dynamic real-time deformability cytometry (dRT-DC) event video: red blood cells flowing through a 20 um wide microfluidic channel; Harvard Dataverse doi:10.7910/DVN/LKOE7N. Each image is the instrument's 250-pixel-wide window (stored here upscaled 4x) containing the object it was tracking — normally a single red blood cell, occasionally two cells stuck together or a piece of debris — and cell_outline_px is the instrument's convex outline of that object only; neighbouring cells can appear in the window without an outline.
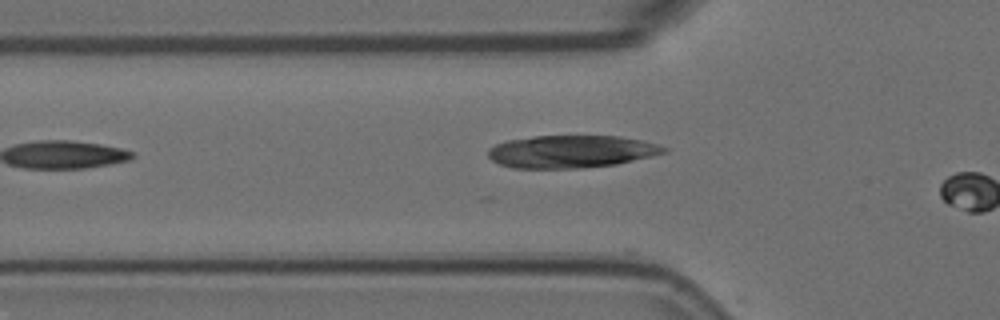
{"species": "Egyptian fruit bat (a non-hibernating species)", "species_latin": "Rousettus aegyptiacus", "temperature_condition": "room temperature", "stored_images_in_passage": 12, "camera_frame_rate_fps": 3000, "um_per_image_px": 0.085, "animal": {"sex": "female"}, "frame": {"image": 1, "passage_image": 11, "time_ms": 3.333, "image_size_px": [1000, 320], "cell_outline_px": [[668, 152], [616, 164], [584, 168], [512, 168], [500, 164], [492, 160], [488, 156], [488, 148], [496, 144], [508, 140], [536, 136], [620, 136], [640, 140], [656, 144], [668, 148]], "centroid_in_image_um": [48.54, 12.88], "position_along_channel_um": 77.3, "area_um2": 33.23}}